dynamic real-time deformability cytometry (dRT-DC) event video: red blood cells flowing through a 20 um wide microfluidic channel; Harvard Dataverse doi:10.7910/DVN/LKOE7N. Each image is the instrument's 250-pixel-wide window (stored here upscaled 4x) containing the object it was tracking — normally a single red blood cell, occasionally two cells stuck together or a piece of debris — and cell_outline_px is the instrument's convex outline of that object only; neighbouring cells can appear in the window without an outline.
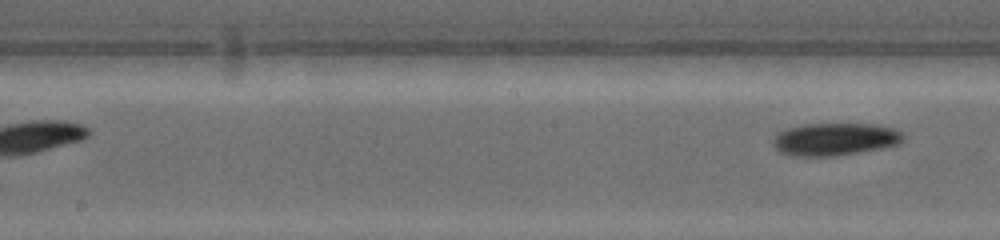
{"species": "common noctule bat (a hibernating species)", "species_latin": "Nyctalus noctula", "temperature_condition": "warm", "stored_images_in_passage": 18, "segment_of_instrument_passage": [2, 2], "camera_frame_rate_fps": 4500, "um_per_image_px": 0.085, "animal": {"sex": "female", "body_mass_g": 19.0, "forearm_length_mm": 53.3}, "frame": {"image": 1, "passage_image": 18, "time_ms": 5.778, "image_size_px": [1000, 240], "cell_outline_px": [[904, 140], [896, 144], [856, 152], [828, 156], [804, 156], [784, 152], [776, 148], [776, 136], [784, 128], [800, 124], [880, 124], [904, 132]], "centroid_in_image_um": [71.02, 11.79], "position_along_channel_um": 177.2, "area_um2": 24.04}}